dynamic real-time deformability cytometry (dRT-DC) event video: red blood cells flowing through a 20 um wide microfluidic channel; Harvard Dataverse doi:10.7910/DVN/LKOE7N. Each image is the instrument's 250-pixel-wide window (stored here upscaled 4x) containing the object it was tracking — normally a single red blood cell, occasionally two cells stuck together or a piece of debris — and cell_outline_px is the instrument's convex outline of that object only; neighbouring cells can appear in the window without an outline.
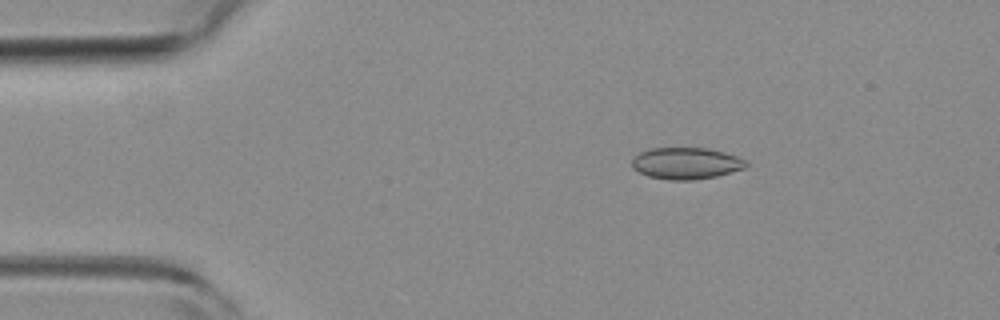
{"species": "common noctule bat (a hibernating species)", "species_latin": "Nyctalus noctula", "temperature_condition": "room temperature", "stored_images_in_passage": 8, "camera_frame_rate_fps": 3000, "um_per_image_px": 0.085, "animal": {"sex": "female", "body_mass_g": 19.3, "forearm_length_mm": 54.1}, "frame": {"image": 1, "passage_image": 3, "time_ms": 0.667, "image_size_px": [1000, 320], "cell_outline_px": [[748, 164], [744, 168], [716, 176], [696, 180], [668, 180], [648, 176], [632, 168], [632, 160], [640, 152], [648, 148], [708, 148], [724, 152], [736, 156], [744, 160]], "centroid_in_image_um": [58.29, 13.88], "position_along_channel_um": 26.7, "area_um2": 20.98}}
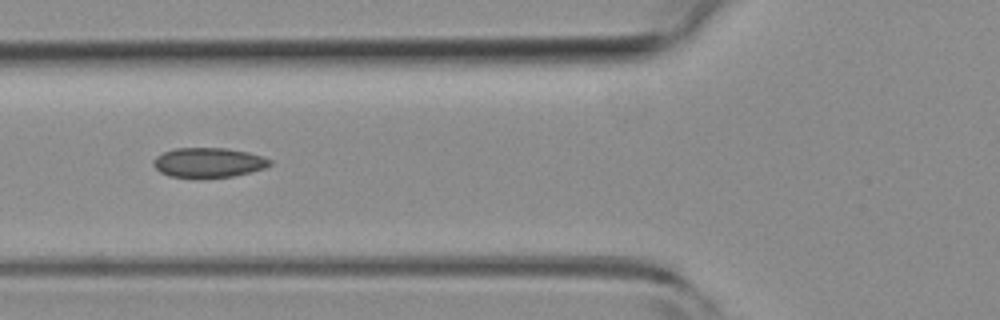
{"frame": {"image": 2, "passage_image": 6, "time_ms": 1.667, "image_size_px": [1000, 320], "cell_outline_px": [[272, 164], [264, 168], [232, 176], [196, 180], [168, 176], [160, 172], [152, 164], [152, 160], [156, 156], [164, 152], [176, 148], [228, 148], [248, 152], [272, 160]], "centroid_in_image_um": [17.66, 13.85], "position_along_channel_um": 108.1, "area_um2": 20.63}}
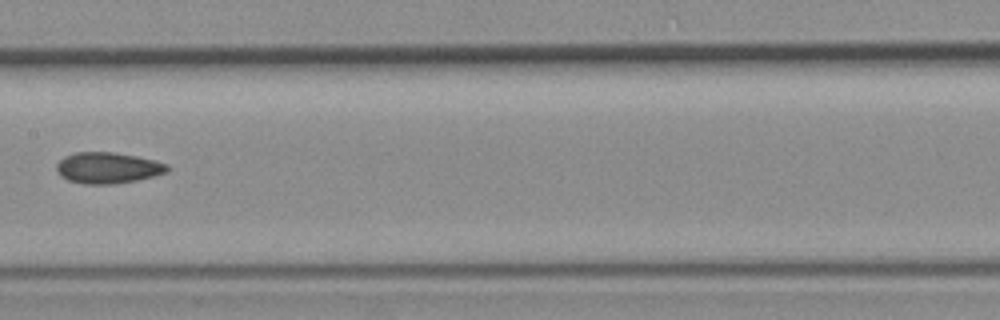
{"frame": {"image": 3, "passage_image": 8, "time_ms": 2.333, "image_size_px": [1000, 320], "cell_outline_px": [[172, 168], [168, 172], [136, 180], [112, 184], [84, 184], [68, 180], [60, 176], [56, 172], [56, 164], [64, 156], [76, 152], [112, 152], [136, 156], [156, 160], [168, 164]], "centroid_in_image_um": [9.17, 14.26], "position_along_channel_um": 198.2, "area_um2": 20.23}}